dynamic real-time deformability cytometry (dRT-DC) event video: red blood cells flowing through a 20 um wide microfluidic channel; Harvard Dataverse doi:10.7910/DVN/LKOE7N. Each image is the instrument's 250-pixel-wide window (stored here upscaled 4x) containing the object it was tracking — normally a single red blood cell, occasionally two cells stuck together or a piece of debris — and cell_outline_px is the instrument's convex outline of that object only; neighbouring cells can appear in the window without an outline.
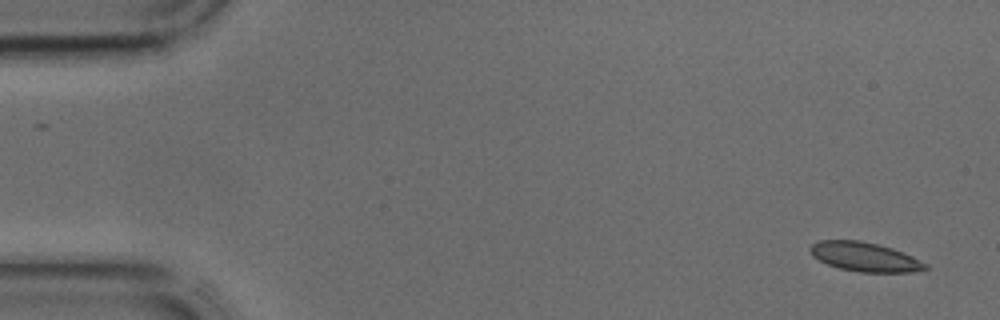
{"species": "common noctule bat (a hibernating species)", "species_latin": "Nyctalus noctula", "temperature_condition": "cold", "stored_images_in_passage": 42, "camera_frame_rate_fps": 3000, "um_per_image_px": 0.085, "animal": {"sex": "male", "body_mass_g": 17.9, "forearm_length_mm": 54.2}, "frame": {"image": 1, "passage_image": 1, "time_ms": 0.0, "image_size_px": [1000, 320], "cell_outline_px": [[928, 268], [908, 272], [860, 272], [840, 268], [828, 264], [812, 256], [808, 248], [812, 244], [820, 240], [860, 240], [892, 248], [904, 252], [928, 264]], "centroid_in_image_um": [73.49, 21.82], "position_along_channel_um": 11.5, "area_um2": 19.48}}
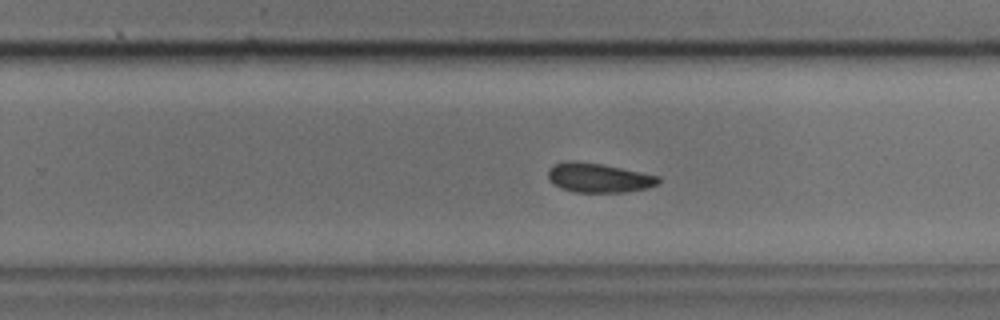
{"frame": {"image": 2, "passage_image": 26, "time_ms": 8.333, "image_size_px": [1000, 320], "cell_outline_px": [[660, 180], [656, 184], [648, 188], [624, 192], [576, 192], [560, 188], [552, 184], [548, 180], [548, 168], [552, 164], [564, 160], [576, 160], [600, 164], [660, 176]], "centroid_in_image_um": [50.8, 15.1], "position_along_channel_um": 279.0, "area_um2": 19.02}}
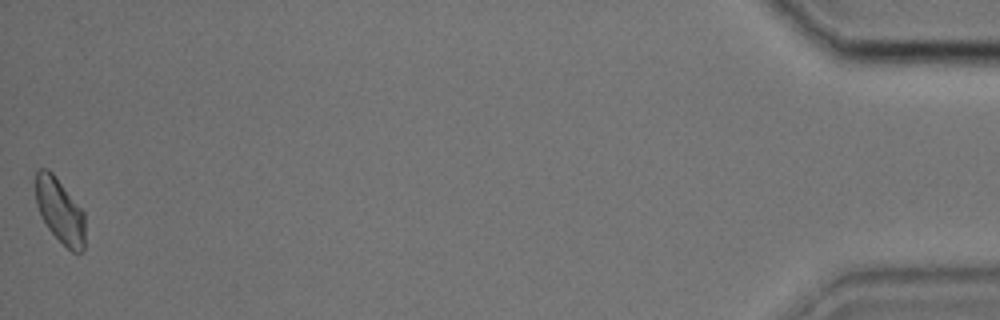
{"frame": {"image": 3, "passage_image": 42, "time_ms": 13.667, "image_size_px": [1000, 320], "cell_outline_px": [[84, 248], [80, 252], [72, 252], [48, 228], [40, 216], [36, 204], [36, 172], [40, 168], [48, 168], [52, 172], [84, 212]], "centroid_in_image_um": [5.08, 17.9], "position_along_channel_um": 430.1, "area_um2": 18.38}}